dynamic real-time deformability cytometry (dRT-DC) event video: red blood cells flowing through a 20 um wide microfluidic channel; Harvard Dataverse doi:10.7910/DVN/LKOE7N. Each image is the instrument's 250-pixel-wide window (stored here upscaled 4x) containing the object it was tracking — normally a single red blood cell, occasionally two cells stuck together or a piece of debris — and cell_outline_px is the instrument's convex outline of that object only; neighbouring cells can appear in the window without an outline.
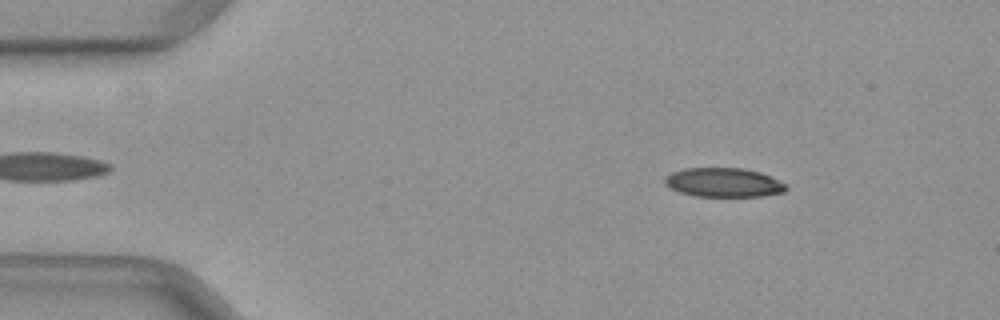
{"species": "common noctule bat (a hibernating species)", "species_latin": "Nyctalus noctula", "temperature_condition": "warm", "stored_images_in_passage": 46, "camera_frame_rate_fps": 3000, "um_per_image_px": 0.085, "animal": {"sex": "female", "body_mass_g": 29.2, "forearm_length_mm": 56.3}, "frame": {"image": 1, "passage_image": 3, "time_ms": 0.667, "image_size_px": [1000, 320], "cell_outline_px": [[788, 188], [784, 192], [760, 196], [692, 196], [680, 192], [664, 184], [664, 176], [672, 172], [684, 168], [744, 168], [760, 172], [788, 184]], "centroid_in_image_um": [61.51, 15.5], "position_along_channel_um": 23.5, "area_um2": 20.69}}
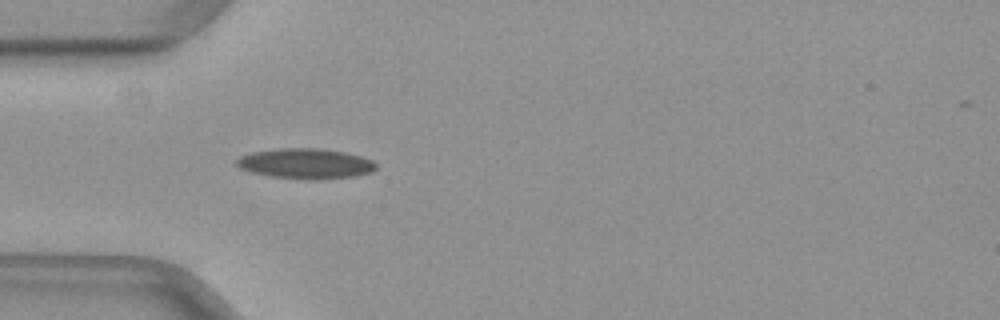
{"frame": {"image": 2, "passage_image": 11, "time_ms": 3.333, "image_size_px": [1000, 320], "cell_outline_px": [[376, 168], [372, 172], [356, 176], [272, 176], [252, 172], [240, 168], [236, 164], [236, 160], [240, 156], [252, 152], [276, 148], [320, 148], [344, 152], [360, 156], [372, 160], [376, 164]], "centroid_in_image_um": [25.95, 13.84], "position_along_channel_um": 59.1, "area_um2": 23.35}}